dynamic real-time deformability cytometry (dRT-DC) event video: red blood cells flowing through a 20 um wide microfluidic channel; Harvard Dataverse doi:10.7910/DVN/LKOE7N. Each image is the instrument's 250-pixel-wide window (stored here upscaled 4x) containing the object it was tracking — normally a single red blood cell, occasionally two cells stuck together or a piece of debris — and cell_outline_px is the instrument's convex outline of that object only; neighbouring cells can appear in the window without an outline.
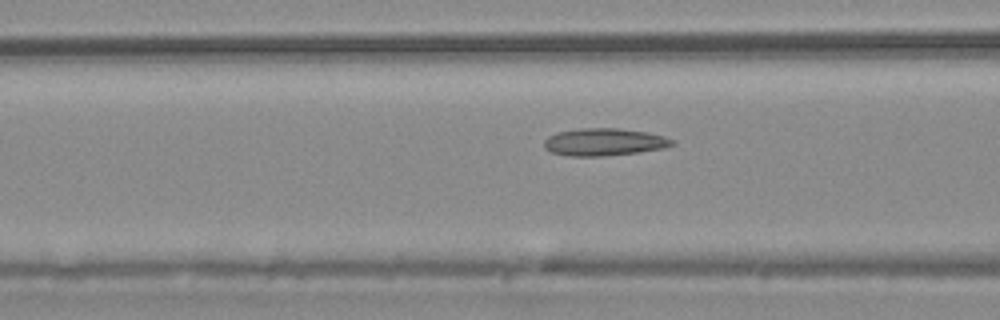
{"species": "common noctule bat (a hibernating species)", "species_latin": "Nyctalus noctula", "temperature_condition": "warm", "stored_images_in_passage": 55, "camera_frame_rate_fps": 3000, "um_per_image_px": 0.085, "animal": {"sex": "male", "body_mass_g": 20.4}, "frame": {"image": 1, "passage_image": 22, "time_ms": 7.0, "image_size_px": [1000, 320], "cell_outline_px": [[676, 144], [664, 148], [636, 152], [604, 156], [568, 156], [552, 152], [544, 148], [544, 140], [548, 136], [556, 132], [580, 128], [616, 128], [644, 132], [664, 136], [672, 140]], "centroid_in_image_um": [51.31, 12.07], "position_along_channel_um": 115.3, "area_um2": 20.35}}
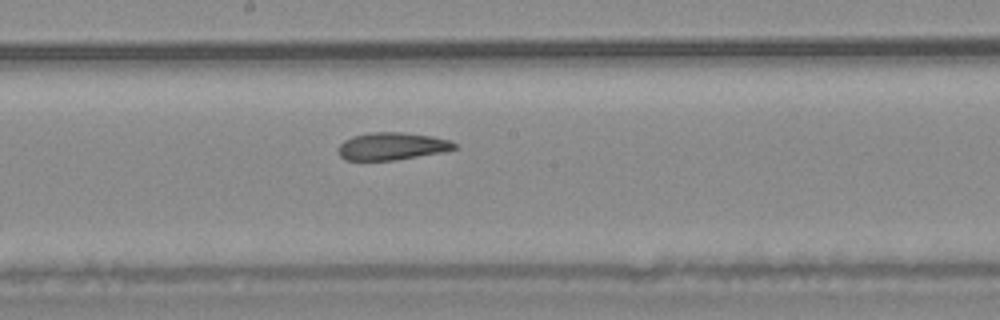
{"frame": {"image": 2, "passage_image": 30, "time_ms": 9.667, "image_size_px": [1000, 320], "cell_outline_px": [[456, 148], [444, 152], [396, 160], [344, 160], [340, 156], [340, 144], [344, 140], [352, 136], [368, 132], [404, 132], [432, 136], [452, 140], [456, 144]], "centroid_in_image_um": [33.35, 12.42], "position_along_channel_um": 214.9, "area_um2": 18.73}}
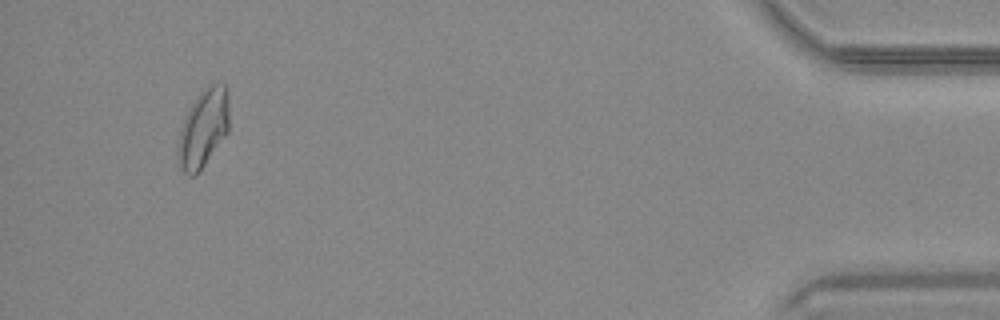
{"frame": {"image": 3, "passage_image": 52, "time_ms": 17.0, "image_size_px": [1000, 320], "cell_outline_px": [[228, 132], [200, 172], [192, 176], [188, 176], [180, 168], [176, 144], [180, 128], [192, 104], [200, 92], [208, 84], [224, 84], [228, 104]], "centroid_in_image_um": [17.25, 10.96], "position_along_channel_um": 417.9, "area_um2": 23.18}, "authors_computed_cell_mechanics": {"area_um2": 20.3456, "velocity_mm_per_s": 3.73, "shape_relaxation_time_tau1_ms": null, "shape_relaxation_time_tau2_ms": 2.9948, "deformation_change_tau1": null, "deformation_change_tau2": 0.1023}}